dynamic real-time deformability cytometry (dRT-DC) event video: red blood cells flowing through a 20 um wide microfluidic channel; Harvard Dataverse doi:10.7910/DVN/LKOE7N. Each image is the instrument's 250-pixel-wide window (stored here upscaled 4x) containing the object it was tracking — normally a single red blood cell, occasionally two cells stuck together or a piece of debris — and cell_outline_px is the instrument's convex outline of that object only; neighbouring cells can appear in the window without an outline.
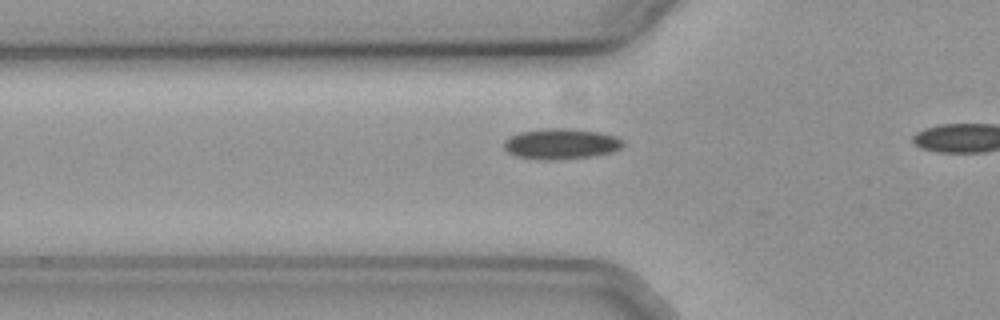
{"species": "common noctule bat (a hibernating species)", "species_latin": "Nyctalus noctula", "temperature_condition": "cold", "stored_images_in_passage": 21, "camera_frame_rate_fps": 3000, "um_per_image_px": 0.085, "animal": {"sex": "female", "body_mass_g": 19.3, "forearm_length_mm": 54.1}, "frame": {"image": 1, "passage_image": 15, "time_ms": 4.667, "image_size_px": [1000, 320], "cell_outline_px": [[624, 144], [620, 148], [612, 152], [592, 156], [560, 160], [536, 160], [516, 156], [508, 152], [504, 148], [504, 140], [520, 132], [548, 128], [576, 128], [600, 132], [616, 136], [624, 140]], "centroid_in_image_um": [47.71, 12.23], "position_along_channel_um": 78.1, "area_um2": 21.56}}